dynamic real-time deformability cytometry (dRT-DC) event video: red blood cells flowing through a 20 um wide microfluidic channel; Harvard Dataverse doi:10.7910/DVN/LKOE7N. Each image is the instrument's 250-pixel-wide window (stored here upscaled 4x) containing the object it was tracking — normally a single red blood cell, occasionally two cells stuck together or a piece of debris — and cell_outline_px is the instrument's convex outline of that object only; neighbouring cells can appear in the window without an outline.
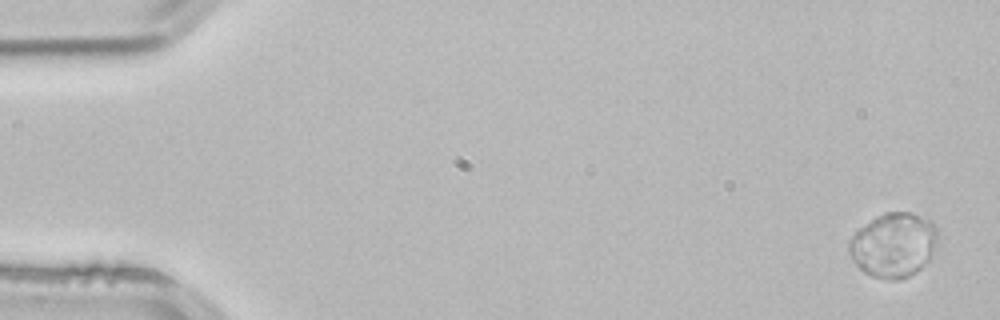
{"species": "common noctule bat (a hibernating species)", "species_latin": "Nyctalus noctula", "temperature_condition": "room temperature", "stored_images_in_passage": 4, "camera_frame_rate_fps": 3000, "um_per_image_px": 0.085, "animal": {"sex": "male", "body_mass_g": 21.5, "forearm_length_mm": 52.0}, "frame": {"image": 1, "passage_image": 1, "time_ms": 0.0, "image_size_px": [1000, 320], "cell_outline_px": [[936, 240], [928, 260], [916, 272], [908, 276], [896, 280], [888, 280], [872, 276], [864, 272], [852, 260], [848, 248], [848, 240], [860, 228], [876, 216], [884, 212], [908, 212], [932, 220], [936, 228]], "centroid_in_image_um": [75.92, 20.82], "position_along_channel_um": 9.1, "area_um2": 33.0}}